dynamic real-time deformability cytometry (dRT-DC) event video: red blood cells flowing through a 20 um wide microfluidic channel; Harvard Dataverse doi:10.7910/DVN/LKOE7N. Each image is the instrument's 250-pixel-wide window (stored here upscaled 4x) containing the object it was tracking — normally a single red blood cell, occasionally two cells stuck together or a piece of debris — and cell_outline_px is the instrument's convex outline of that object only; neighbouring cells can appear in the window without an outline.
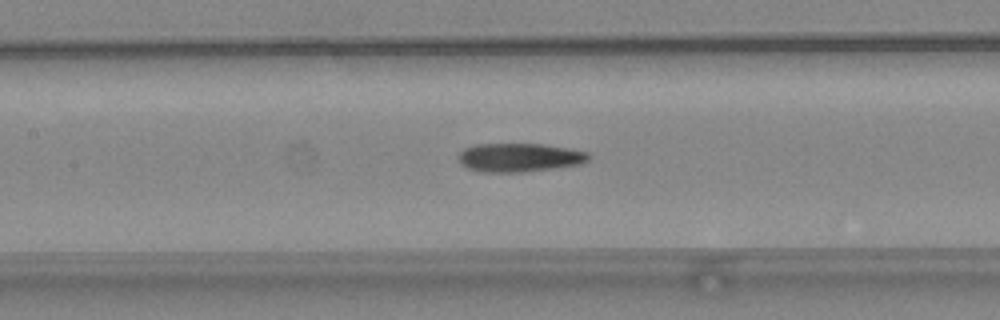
{"species": "common noctule bat (a hibernating species)", "species_latin": "Nyctalus noctula", "temperature_condition": "warm", "stored_images_in_passage": 50, "camera_frame_rate_fps": 3000, "um_per_image_px": 0.085, "animal": {"sex": "female", "body_mass_g": 24.6, "forearm_length_mm": 56.2}, "frame": {"image": 1, "passage_image": 24, "time_ms": 7.667, "image_size_px": [1000, 320], "cell_outline_px": [[592, 156], [588, 160], [580, 164], [556, 168], [524, 172], [480, 172], [468, 168], [460, 164], [460, 152], [464, 148], [476, 144], [544, 144], [568, 148], [588, 152]], "centroid_in_image_um": [44.17, 13.39], "position_along_channel_um": 163.2, "area_um2": 21.85}}
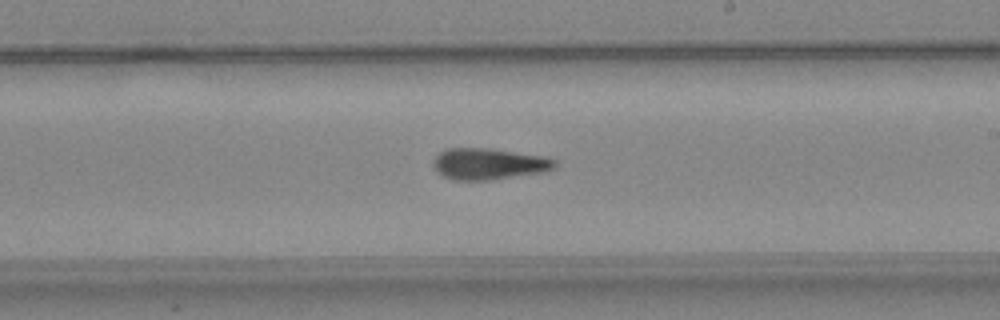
{"frame": {"image": 2, "passage_image": 30, "time_ms": 9.667, "image_size_px": [1000, 320], "cell_outline_px": [[556, 168], [544, 172], [488, 180], [452, 180], [436, 172], [432, 164], [432, 160], [444, 148], [488, 148], [544, 156], [556, 160]], "centroid_in_image_um": [41.52, 13.93], "position_along_channel_um": 247.5, "area_um2": 22.37}}
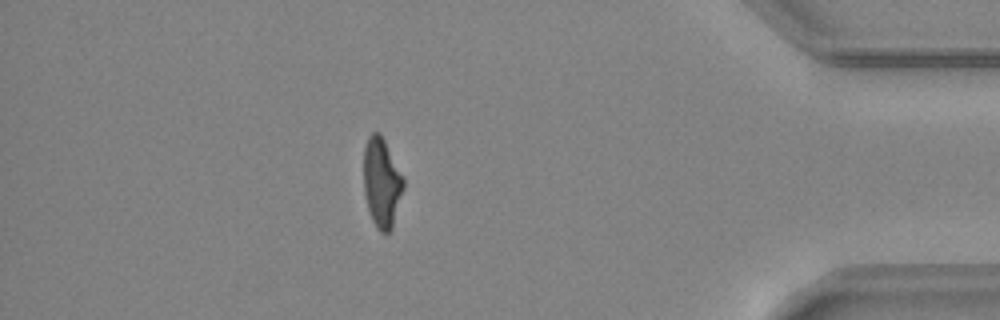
{"frame": {"image": 3, "passage_image": 44, "time_ms": 14.333, "image_size_px": [1000, 320], "cell_outline_px": [[404, 188], [392, 228], [388, 232], [380, 232], [376, 228], [372, 220], [368, 208], [364, 192], [364, 148], [368, 136], [372, 132], [380, 132], [404, 176]], "centroid_in_image_um": [32.45, 15.51], "position_along_channel_um": 402.7, "area_um2": 20.87}, "authors_computed_cell_mechanics": {"area_um2": 21.2126, "velocity_mm_per_s": 4.2274, "shape_relaxation_time_tau1_ms": null, "shape_relaxation_time_tau2_ms": 4.1958, "deformation_change_tau1": null, "deformation_change_tau2": 0.1491}}